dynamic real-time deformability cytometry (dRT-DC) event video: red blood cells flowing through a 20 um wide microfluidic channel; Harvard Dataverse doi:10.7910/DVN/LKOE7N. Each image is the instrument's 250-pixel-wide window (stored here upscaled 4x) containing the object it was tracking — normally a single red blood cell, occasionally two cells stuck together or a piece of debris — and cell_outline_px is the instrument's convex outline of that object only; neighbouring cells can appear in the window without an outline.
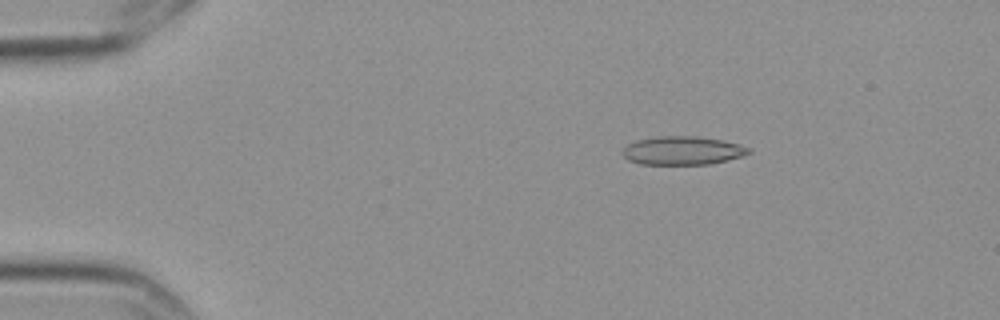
{"species": "Egyptian fruit bat (a non-hibernating species)", "species_latin": "Rousettus aegyptiacus", "temperature_condition": "cold", "stored_images_in_passage": 9, "camera_frame_rate_fps": 3000, "um_per_image_px": 0.085, "frame": {"image": 1, "passage_image": 3, "time_ms": 0.667, "image_size_px": [1000, 320], "cell_outline_px": [[752, 152], [728, 160], [708, 164], [640, 164], [628, 160], [620, 152], [628, 144], [636, 140], [656, 136], [688, 136], [724, 140], [752, 148]], "centroid_in_image_um": [58.0, 12.8], "position_along_channel_um": 27.0, "area_um2": 20.92}}
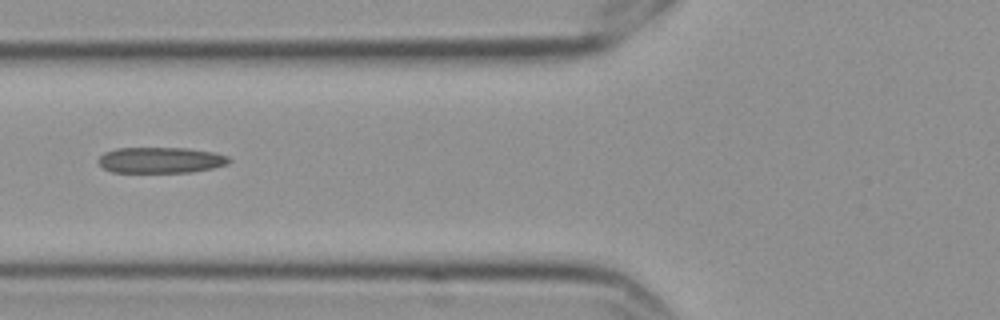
{"frame": {"image": 2, "passage_image": 7, "time_ms": 2.0, "image_size_px": [1000, 320], "cell_outline_px": [[232, 160], [228, 164], [212, 168], [192, 172], [112, 172], [104, 168], [96, 160], [104, 152], [116, 148], [188, 148], [212, 152], [228, 156]], "centroid_in_image_um": [13.65, 13.61], "position_along_channel_um": 112.1, "area_um2": 19.77}}
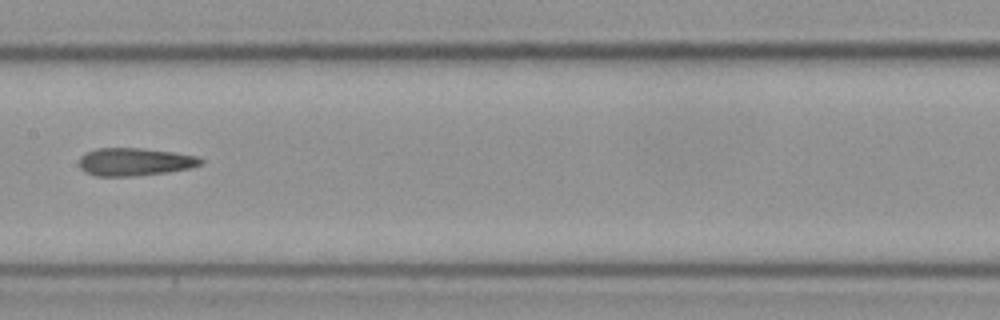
{"frame": {"image": 3, "passage_image": 9, "time_ms": 2.667, "image_size_px": [1000, 320], "cell_outline_px": [[204, 160], [200, 164], [188, 168], [168, 172], [136, 176], [96, 176], [84, 172], [80, 168], [80, 156], [84, 152], [96, 148], [140, 148], [172, 152], [196, 156]], "centroid_in_image_um": [11.39, 13.75], "position_along_channel_um": 196.0, "area_um2": 19.71}}